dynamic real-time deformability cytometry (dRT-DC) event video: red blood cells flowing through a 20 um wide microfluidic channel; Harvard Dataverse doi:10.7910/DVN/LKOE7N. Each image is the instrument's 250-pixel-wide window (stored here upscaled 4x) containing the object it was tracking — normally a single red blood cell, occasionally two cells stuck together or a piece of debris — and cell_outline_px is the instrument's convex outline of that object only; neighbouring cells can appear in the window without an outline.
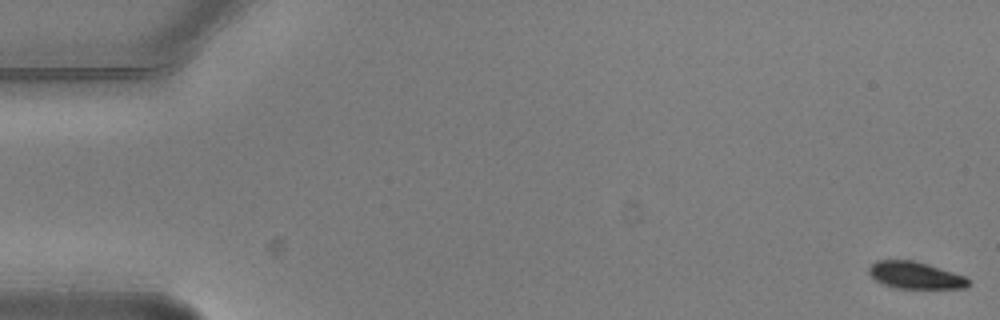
{"species": "common noctule bat (a hibernating species)", "species_latin": "Nyctalus noctula", "temperature_condition": "warm", "stored_images_in_passage": 5, "camera_frame_rate_fps": 3000, "um_per_image_px": 0.085, "animal": {"sex": "male", "body_mass_g": 20.5, "forearm_length_mm": 52.5}, "frame": {"image": 1, "passage_image": 1, "time_ms": 0.0, "image_size_px": [1000, 320], "cell_outline_px": [[972, 284], [964, 288], [896, 288], [884, 284], [876, 280], [868, 272], [868, 268], [876, 260], [916, 260], [964, 276]], "centroid_in_image_um": [77.79, 23.39], "position_along_channel_um": 7.2, "area_um2": 15.55}}
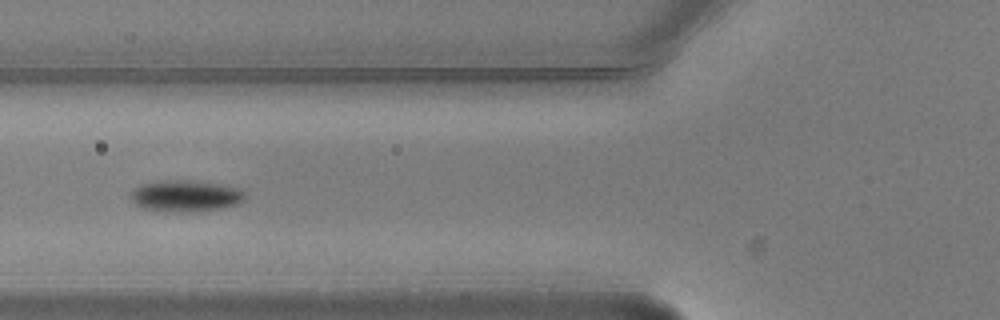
{"frame": {"image": 2, "passage_image": 4, "time_ms": 1.0, "image_size_px": [1000, 320], "cell_outline_px": [[248, 196], [240, 204], [220, 208], [196, 212], [164, 212], [144, 208], [136, 204], [128, 196], [128, 192], [132, 188], [140, 184], [160, 180], [188, 180], [220, 184], [240, 188]], "centroid_in_image_um": [15.75, 16.65], "position_along_channel_um": 110.0, "area_um2": 21.56}}
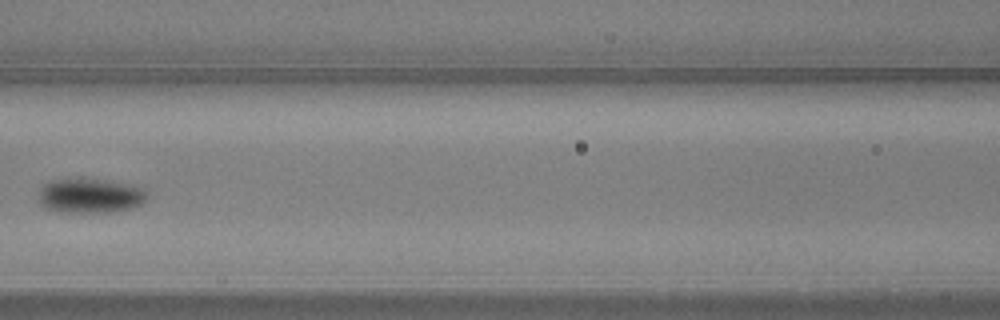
{"frame": {"image": 3, "passage_image": 5, "time_ms": 1.333, "image_size_px": [1000, 320], "cell_outline_px": [[148, 196], [140, 204], [132, 208], [112, 212], [60, 212], [48, 208], [40, 204], [36, 196], [40, 188], [48, 180], [112, 180], [132, 184], [144, 188]], "centroid_in_image_um": [7.66, 16.64], "position_along_channel_um": 158.9, "area_um2": 21.96}}